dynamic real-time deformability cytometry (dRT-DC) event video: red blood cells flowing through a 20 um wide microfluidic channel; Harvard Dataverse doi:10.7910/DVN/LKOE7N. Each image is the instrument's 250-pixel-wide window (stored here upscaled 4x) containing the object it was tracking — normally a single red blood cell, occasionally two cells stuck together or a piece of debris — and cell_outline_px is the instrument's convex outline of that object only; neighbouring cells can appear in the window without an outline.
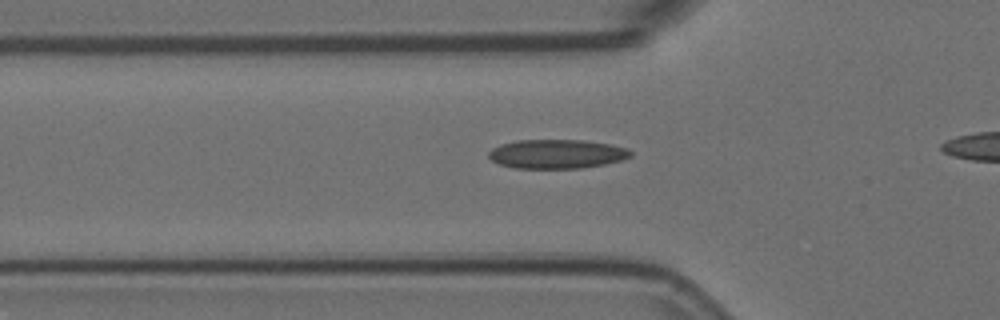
{"species": "Egyptian fruit bat (a non-hibernating species)", "species_latin": "Rousettus aegyptiacus", "temperature_condition": "room temperature", "stored_images_in_passage": 30, "camera_frame_rate_fps": 3000, "um_per_image_px": 0.085, "animal": {"sex": "female"}, "frame": {"image": 1, "passage_image": 3, "time_ms": 0.667, "image_size_px": [1000, 320], "cell_outline_px": [[632, 156], [620, 160], [604, 164], [580, 168], [516, 168], [500, 164], [492, 160], [488, 156], [488, 152], [492, 148], [500, 144], [516, 140], [584, 140], [608, 144], [628, 148], [632, 152]], "centroid_in_image_um": [47.31, 13.08], "position_along_channel_um": 78.5, "area_um2": 23.99}}
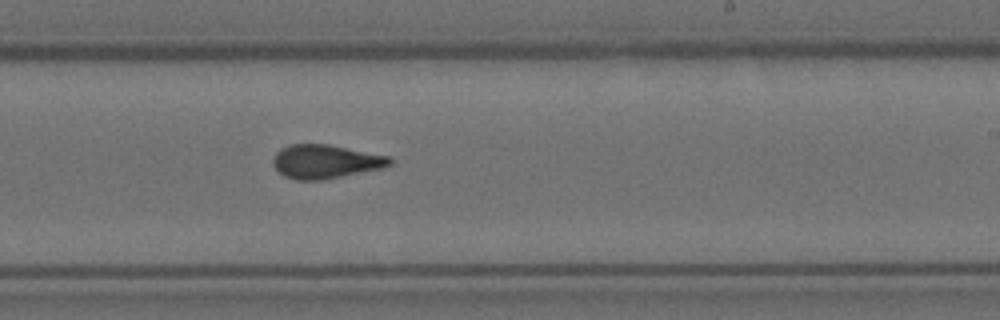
{"frame": {"image": 2, "passage_image": 18, "time_ms": 5.667, "image_size_px": [1000, 320], "cell_outline_px": [[392, 164], [384, 168], [324, 180], [296, 180], [284, 176], [272, 164], [272, 160], [276, 152], [280, 148], [288, 144], [328, 144], [388, 156], [392, 160]], "centroid_in_image_um": [27.65, 13.74], "position_along_channel_um": 261.4, "area_um2": 23.12}}
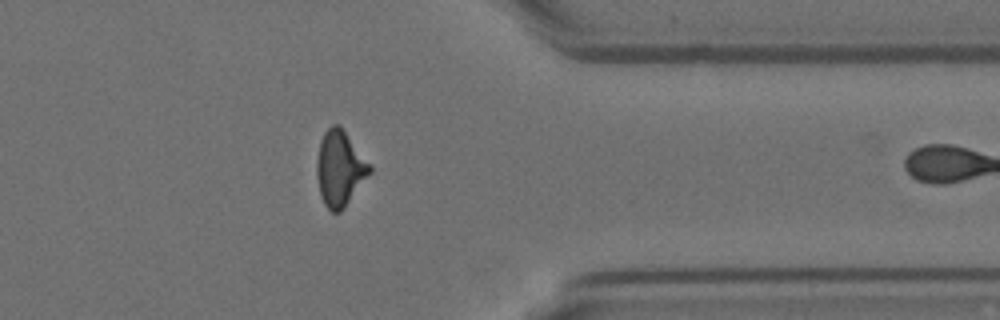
{"frame": {"image": 3, "passage_image": 29, "time_ms": 9.333, "image_size_px": [1000, 320], "cell_outline_px": [[372, 172], [344, 208], [340, 212], [332, 212], [324, 204], [320, 196], [316, 176], [316, 160], [320, 140], [324, 132], [332, 124], [340, 124], [372, 168]], "centroid_in_image_um": [28.86, 14.32], "position_along_channel_um": 382.5, "area_um2": 23.35}}